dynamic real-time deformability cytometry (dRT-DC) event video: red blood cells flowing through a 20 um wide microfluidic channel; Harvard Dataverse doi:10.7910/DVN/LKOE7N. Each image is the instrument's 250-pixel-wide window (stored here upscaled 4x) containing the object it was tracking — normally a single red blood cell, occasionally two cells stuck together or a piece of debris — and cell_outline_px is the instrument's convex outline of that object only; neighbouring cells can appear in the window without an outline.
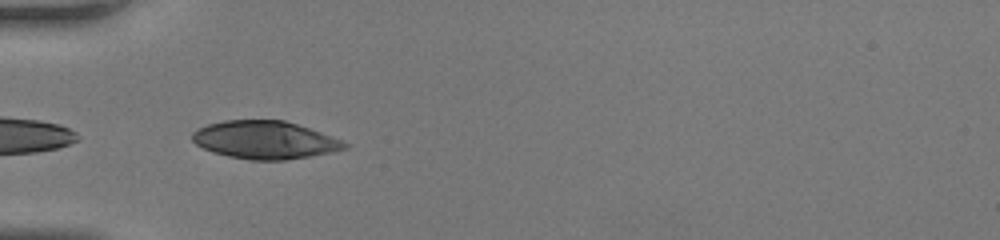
{"species": "human", "species_latin": "Homo sapiens", "temperature_condition": "room temperature", "stored_images_in_passage": 31, "camera_frame_rate_fps": 3000, "um_per_image_px": 0.085, "donor": {"sex": "female"}, "frame": {"image": 1, "passage_image": 1, "time_ms": 0.0, "image_size_px": [1000, 240], "cell_outline_px": [[348, 148], [332, 152], [284, 160], [252, 160], [228, 156], [212, 152], [196, 144], [192, 140], [192, 132], [196, 128], [208, 124], [224, 120], [284, 120], [344, 140], [348, 144]], "centroid_in_image_um": [22.5, 11.89], "position_along_channel_um": 62.5, "area_um2": 33.58}}
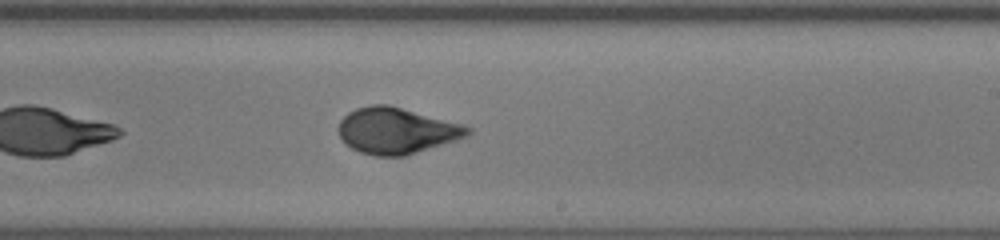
{"frame": {"image": 2, "passage_image": 14, "time_ms": 4.333, "image_size_px": [1000, 240], "cell_outline_px": [[472, 132], [468, 136], [456, 140], [404, 156], [376, 156], [360, 152], [352, 148], [340, 136], [340, 120], [348, 112], [356, 108], [368, 104], [388, 104], [464, 124], [472, 128]], "centroid_in_image_um": [33.74, 11.09], "position_along_channel_um": 255.3, "area_um2": 34.62}}
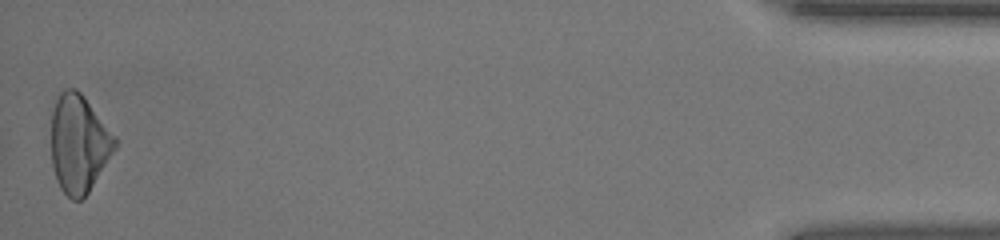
{"frame": {"image": 3, "passage_image": 31, "time_ms": 10.0, "image_size_px": [1000, 240], "cell_outline_px": [[120, 140], [116, 148], [88, 192], [80, 200], [72, 200], [60, 188], [56, 180], [52, 164], [48, 108], [56, 96], [64, 88], [76, 88], [84, 96]], "centroid_in_image_um": [6.65, 12.13], "position_along_channel_um": 428.6, "area_um2": 37.63}}